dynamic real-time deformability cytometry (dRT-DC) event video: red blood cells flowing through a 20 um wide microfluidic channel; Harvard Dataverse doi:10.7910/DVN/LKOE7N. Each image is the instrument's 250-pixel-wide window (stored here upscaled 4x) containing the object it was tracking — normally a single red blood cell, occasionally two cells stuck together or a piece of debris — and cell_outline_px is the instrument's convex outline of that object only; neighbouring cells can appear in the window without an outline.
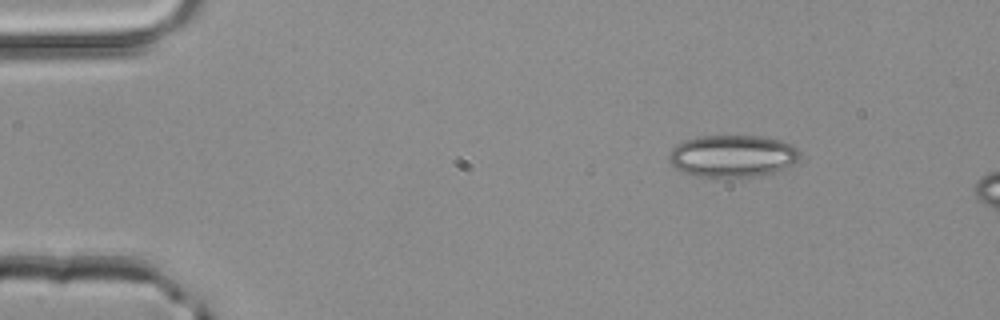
{"species": "common noctule bat (a hibernating species)", "species_latin": "Nyctalus noctula", "temperature_condition": "room temperature", "stored_images_in_passage": 3, "camera_frame_rate_fps": 3000, "um_per_image_px": 0.085, "animal": {"sex": "male", "body_mass_g": 20.4}, "frame": {"image": 1, "passage_image": 1, "time_ms": 0.0, "image_size_px": [1000, 320], "cell_outline_px": [[800, 156], [792, 164], [784, 168], [772, 172], [752, 176], [696, 176], [684, 172], [676, 168], [668, 160], [668, 152], [676, 144], [684, 140], [700, 136], [760, 136], [780, 140], [792, 144], [800, 152]], "centroid_in_image_um": [62.23, 13.24], "position_along_channel_um": 22.8, "area_um2": 31.85}}